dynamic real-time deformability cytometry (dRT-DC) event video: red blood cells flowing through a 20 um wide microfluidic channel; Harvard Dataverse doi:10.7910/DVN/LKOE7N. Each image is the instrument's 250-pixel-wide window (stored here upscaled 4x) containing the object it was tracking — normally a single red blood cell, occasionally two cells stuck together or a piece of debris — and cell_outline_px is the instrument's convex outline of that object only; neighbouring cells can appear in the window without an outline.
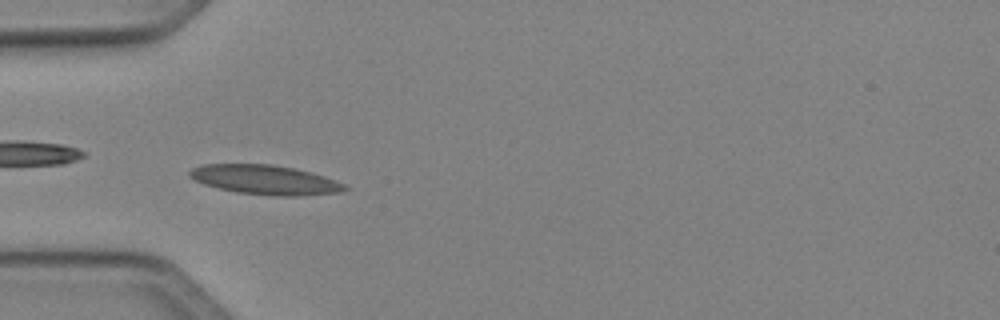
{"species": "Egyptian fruit bat (a non-hibernating species)", "species_latin": "Rousettus aegyptiacus", "temperature_condition": "cold", "stored_images_in_passage": 14, "camera_frame_rate_fps": 3000, "um_per_image_px": 0.085, "animal": {"sex": "female"}, "frame": {"image": 1, "passage_image": 4, "time_ms": 1.0, "image_size_px": [1000, 320], "cell_outline_px": [[352, 188], [344, 192], [296, 196], [272, 196], [236, 192], [204, 184], [188, 176], [188, 172], [192, 168], [200, 164], [272, 164], [312, 172], [336, 180]], "centroid_in_image_um": [22.57, 15.28], "position_along_channel_um": 62.4, "area_um2": 26.82}}
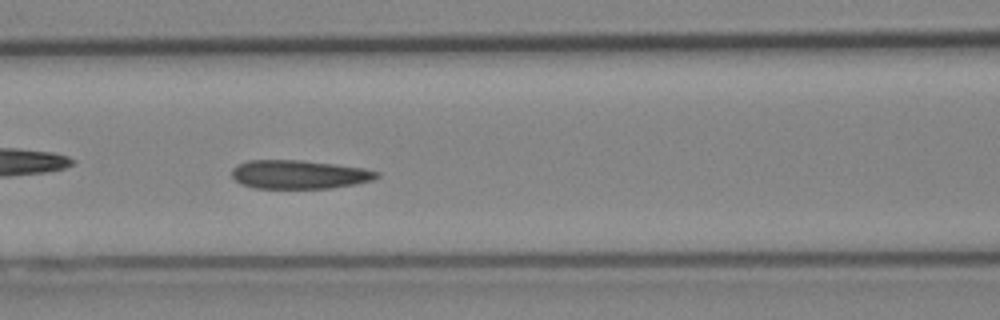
{"frame": {"image": 2, "passage_image": 10, "time_ms": 3.0, "image_size_px": [1000, 320], "cell_outline_px": [[380, 176], [372, 180], [356, 184], [332, 188], [252, 188], [240, 184], [232, 176], [232, 168], [236, 164], [248, 160], [300, 160], [364, 168], [380, 172]], "centroid_in_image_um": [25.4, 14.83], "position_along_channel_um": 141.2, "area_um2": 24.33}}
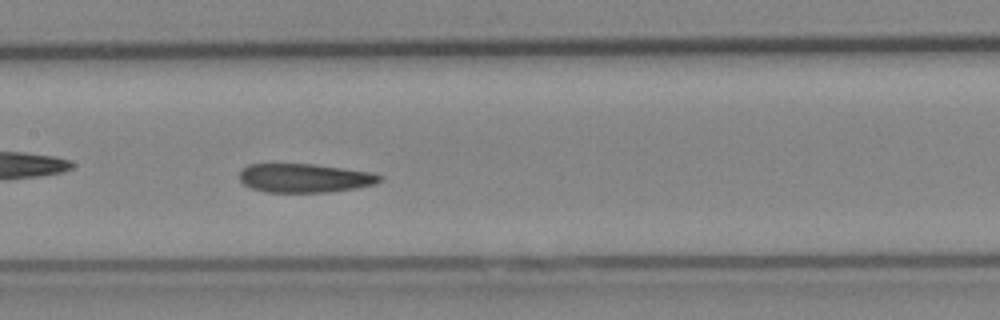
{"frame": {"image": 3, "passage_image": 13, "time_ms": 4.0, "image_size_px": [1000, 320], "cell_outline_px": [[384, 176], [380, 180], [372, 184], [356, 188], [328, 192], [264, 192], [252, 188], [244, 184], [240, 180], [240, 172], [248, 164], [312, 164], [368, 172]], "centroid_in_image_um": [25.85, 15.14], "position_along_channel_um": 181.5, "area_um2": 23.24}}